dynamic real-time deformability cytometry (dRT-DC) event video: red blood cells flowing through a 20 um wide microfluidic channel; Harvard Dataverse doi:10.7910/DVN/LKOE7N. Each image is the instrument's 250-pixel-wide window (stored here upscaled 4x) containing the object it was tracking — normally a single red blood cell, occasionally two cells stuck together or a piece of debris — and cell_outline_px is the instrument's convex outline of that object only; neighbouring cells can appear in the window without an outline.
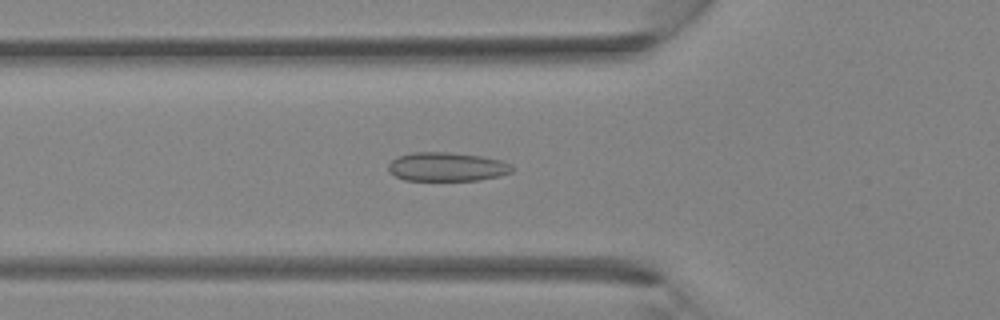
{"species": "Egyptian fruit bat (a non-hibernating species)", "species_latin": "Rousettus aegyptiacus", "temperature_condition": "room temperature", "stored_images_in_passage": 37, "camera_frame_rate_fps": 3000, "um_per_image_px": 0.085, "animal": {"sex": "female"}, "frame": {"image": 1, "passage_image": 13, "time_ms": 4.0, "image_size_px": [1000, 320], "cell_outline_px": [[516, 168], [512, 172], [500, 176], [480, 180], [404, 180], [388, 172], [388, 164], [392, 160], [400, 156], [412, 152], [448, 152], [484, 156], [500, 160], [512, 164]], "centroid_in_image_um": [38.03, 14.18], "position_along_channel_um": 87.8, "area_um2": 21.04}}
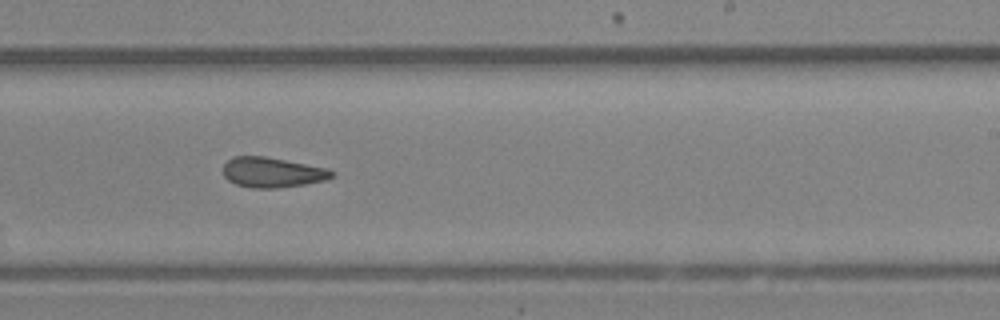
{"frame": {"image": 2, "passage_image": 23, "time_ms": 7.333, "image_size_px": [1000, 320], "cell_outline_px": [[336, 172], [332, 176], [324, 180], [304, 184], [276, 188], [252, 188], [236, 184], [228, 180], [224, 176], [224, 164], [228, 160], [236, 156], [264, 156], [328, 168]], "centroid_in_image_um": [23.14, 14.65], "position_along_channel_um": 265.9, "area_um2": 18.9}}
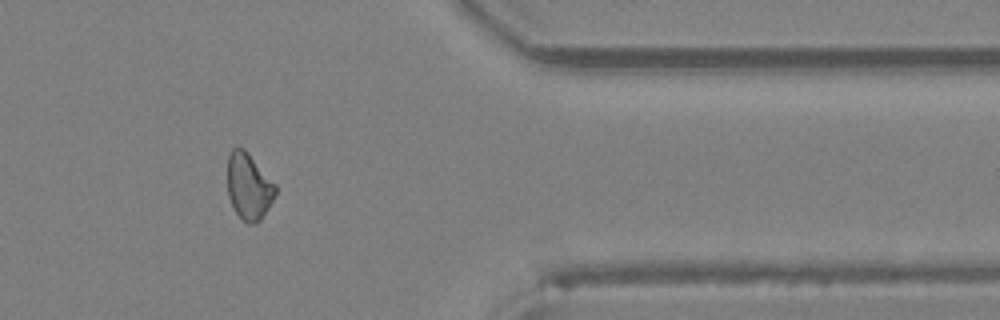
{"frame": {"image": 3, "passage_image": 31, "time_ms": 10.0, "image_size_px": [1000, 320], "cell_outline_px": [[276, 192], [268, 208], [260, 220], [256, 224], [248, 224], [236, 212], [228, 196], [228, 156], [232, 148], [244, 148], [248, 152], [276, 184]], "centroid_in_image_um": [21.15, 15.83], "position_along_channel_um": 390.3, "area_um2": 18.44}}